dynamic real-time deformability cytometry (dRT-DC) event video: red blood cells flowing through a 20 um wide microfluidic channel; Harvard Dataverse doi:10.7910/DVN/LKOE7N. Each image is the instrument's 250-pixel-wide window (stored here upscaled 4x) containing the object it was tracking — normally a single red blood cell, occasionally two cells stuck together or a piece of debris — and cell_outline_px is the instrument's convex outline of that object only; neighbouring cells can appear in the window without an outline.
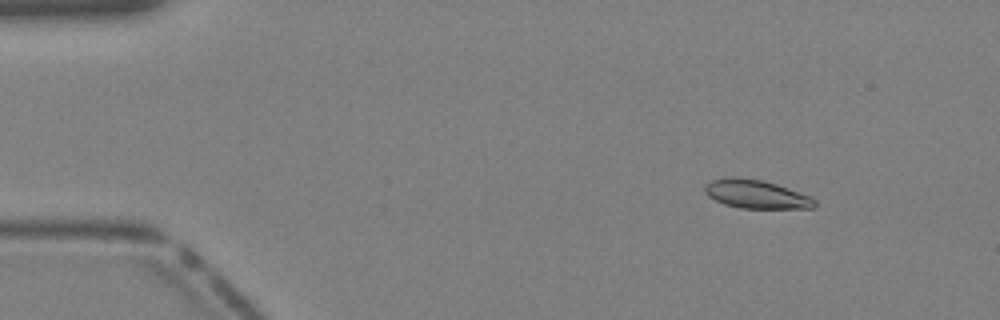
{"species": "Egyptian fruit bat (a non-hibernating species)", "species_latin": "Rousettus aegyptiacus", "temperature_condition": "warm", "stored_images_in_passage": 36, "camera_frame_rate_fps": 3000, "um_per_image_px": 0.085, "animal": {"sex": "female"}, "frame": {"image": 1, "passage_image": 1, "time_ms": 0.0, "image_size_px": [1000, 320], "cell_outline_px": [[816, 204], [812, 208], [740, 208], [724, 204], [708, 196], [704, 192], [704, 184], [712, 180], [732, 176], [760, 180], [776, 184], [812, 196], [816, 200]], "centroid_in_image_um": [64.26, 16.5], "position_along_channel_um": 20.7, "area_um2": 18.26}}
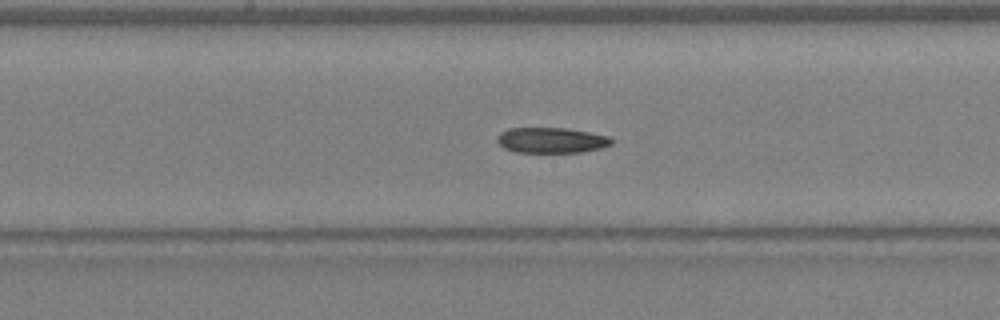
{"frame": {"image": 2, "passage_image": 17, "time_ms": 5.333, "image_size_px": [1000, 320], "cell_outline_px": [[612, 144], [600, 148], [580, 152], [516, 152], [504, 148], [496, 140], [496, 136], [500, 132], [508, 128], [564, 128], [588, 132], [608, 136], [612, 140]], "centroid_in_image_um": [46.82, 11.92], "position_along_channel_um": 201.4, "area_um2": 16.88}}
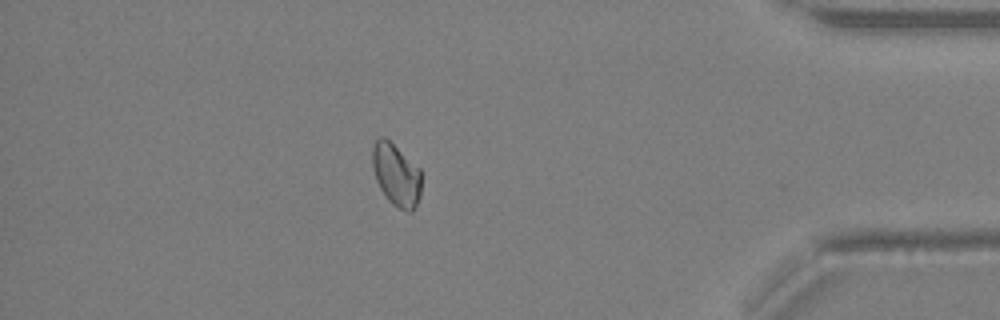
{"frame": {"image": 3, "passage_image": 31, "time_ms": 10.0, "image_size_px": [1000, 320], "cell_outline_px": [[420, 196], [416, 208], [412, 212], [408, 212], [392, 204], [388, 200], [380, 188], [376, 180], [372, 164], [372, 144], [380, 136], [384, 136], [420, 168]], "centroid_in_image_um": [33.67, 14.86], "position_along_channel_um": 401.5, "area_um2": 17.86}}